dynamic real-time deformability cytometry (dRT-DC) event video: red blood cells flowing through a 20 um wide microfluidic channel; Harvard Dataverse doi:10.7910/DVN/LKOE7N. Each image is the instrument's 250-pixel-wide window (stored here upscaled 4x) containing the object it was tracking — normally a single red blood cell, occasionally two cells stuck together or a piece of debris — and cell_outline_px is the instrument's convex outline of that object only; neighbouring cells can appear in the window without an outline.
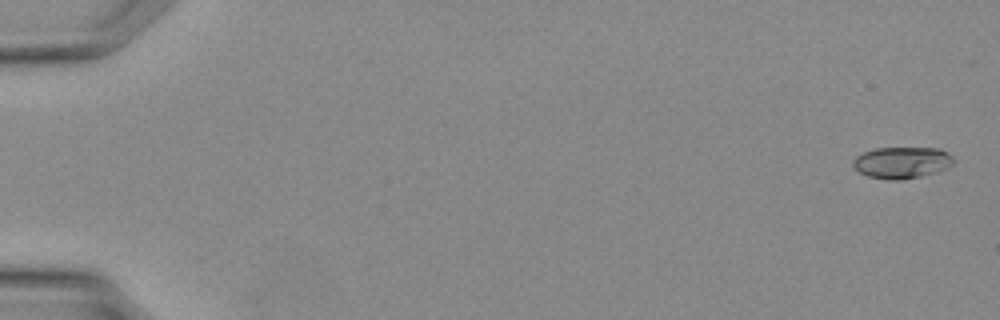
{"species": "Egyptian fruit bat (a non-hibernating species)", "species_latin": "Rousettus aegyptiacus", "temperature_condition": "warm", "stored_images_in_passage": 14, "camera_frame_rate_fps": 3000, "um_per_image_px": 0.085, "animal": {"sex": "female"}, "frame": {"image": 1, "passage_image": 1, "time_ms": 0.0, "image_size_px": [1000, 320], "cell_outline_px": [[956, 160], [948, 168], [920, 176], [900, 180], [888, 180], [868, 176], [860, 172], [852, 164], [852, 160], [856, 156], [864, 152], [876, 148], [940, 148], [948, 152]], "centroid_in_image_um": [76.68, 13.81], "position_along_channel_um": 8.3, "area_um2": 18.5}}